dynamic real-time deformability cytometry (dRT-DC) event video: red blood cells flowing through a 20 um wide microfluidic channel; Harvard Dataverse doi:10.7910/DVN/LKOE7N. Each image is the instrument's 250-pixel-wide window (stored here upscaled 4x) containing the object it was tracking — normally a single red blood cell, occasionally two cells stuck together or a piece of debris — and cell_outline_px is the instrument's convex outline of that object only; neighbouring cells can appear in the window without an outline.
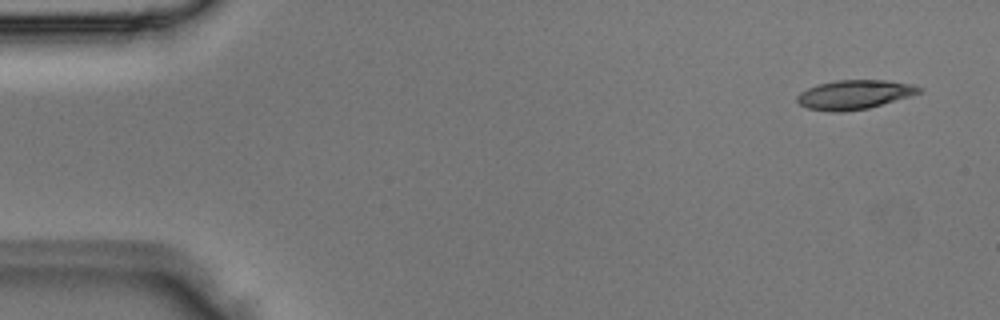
{"species": "Egyptian fruit bat (a non-hibernating species)", "species_latin": "Rousettus aegyptiacus", "temperature_condition": "room temperature", "stored_images_in_passage": 3, "camera_frame_rate_fps": 3000, "um_per_image_px": 0.085, "animal": {"sex": "male"}, "frame": {"image": 1, "passage_image": 1, "time_ms": 0.0, "image_size_px": [1000, 320], "cell_outline_px": [[924, 88], [920, 92], [908, 96], [868, 108], [844, 112], [832, 112], [808, 108], [800, 104], [796, 100], [796, 96], [800, 92], [816, 84], [836, 80], [884, 80], [912, 84]], "centroid_in_image_um": [72.58, 8.03], "position_along_channel_um": 12.4, "area_um2": 20.63}}